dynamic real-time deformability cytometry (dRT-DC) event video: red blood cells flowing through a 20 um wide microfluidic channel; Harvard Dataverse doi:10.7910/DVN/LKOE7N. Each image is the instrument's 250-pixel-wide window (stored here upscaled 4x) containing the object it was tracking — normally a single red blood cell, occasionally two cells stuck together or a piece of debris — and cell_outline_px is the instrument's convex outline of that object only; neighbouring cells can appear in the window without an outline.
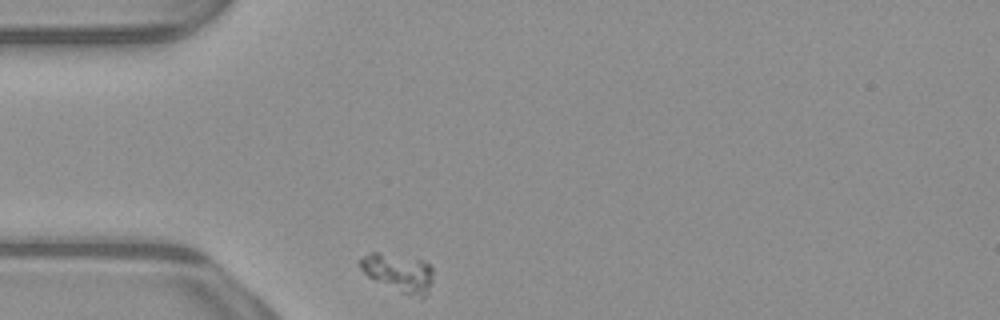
{"species": "common noctule bat (a hibernating species)", "species_latin": "Nyctalus noctula", "temperature_condition": "warm", "stored_images_in_passage": 33, "camera_frame_rate_fps": 3000, "um_per_image_px": 0.085, "animal": {"sex": "male", "body_mass_g": 23.1, "forearm_length_mm": 52.7}, "frame": {"image": 1, "passage_image": 1, "time_ms": 0.0, "image_size_px": [1000, 320], "cell_outline_px": [[432, 280], [428, 292], [424, 300], [420, 300], [408, 296], [368, 276], [360, 268], [360, 260], [364, 256], [372, 252], [380, 252], [420, 260], [428, 264], [432, 268]], "centroid_in_image_um": [33.92, 23.23], "position_along_channel_um": 51.1, "area_um2": 16.18}}
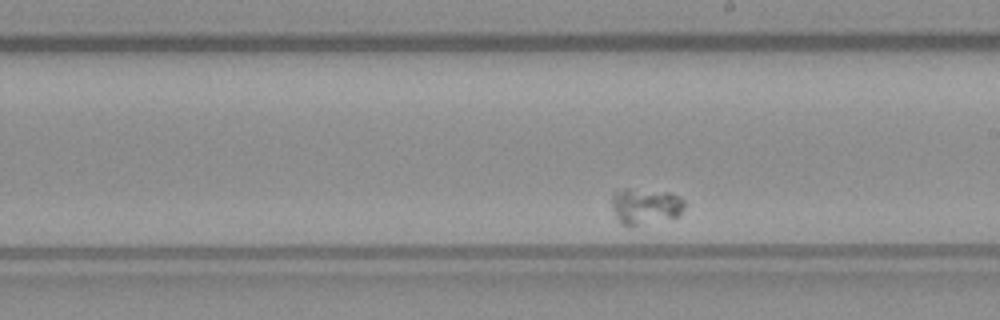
{"frame": {"image": 2, "passage_image": 19, "time_ms": 6.0, "image_size_px": [1000, 320], "cell_outline_px": [[688, 204], [676, 216], [636, 224], [620, 224], [616, 220], [612, 208], [612, 196], [616, 192], [628, 188], [668, 192], [680, 196]], "centroid_in_image_um": [54.85, 17.49], "position_along_channel_um": 234.1, "area_um2": 14.91}}
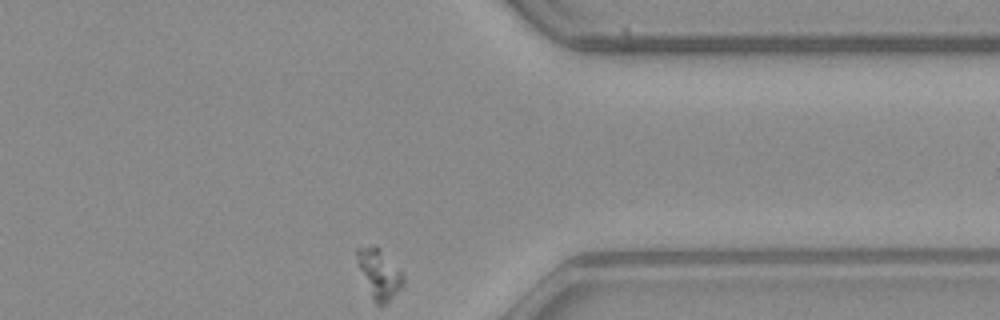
{"frame": {"image": 3, "passage_image": 33, "time_ms": 10.667, "image_size_px": [1000, 320], "cell_outline_px": [[404, 284], [384, 304], [376, 304], [372, 296], [360, 268], [356, 256], [356, 248], [372, 244], [376, 244], [380, 248], [404, 276]], "centroid_in_image_um": [32.23, 23.2], "position_along_channel_um": 379.2, "area_um2": 12.72}}